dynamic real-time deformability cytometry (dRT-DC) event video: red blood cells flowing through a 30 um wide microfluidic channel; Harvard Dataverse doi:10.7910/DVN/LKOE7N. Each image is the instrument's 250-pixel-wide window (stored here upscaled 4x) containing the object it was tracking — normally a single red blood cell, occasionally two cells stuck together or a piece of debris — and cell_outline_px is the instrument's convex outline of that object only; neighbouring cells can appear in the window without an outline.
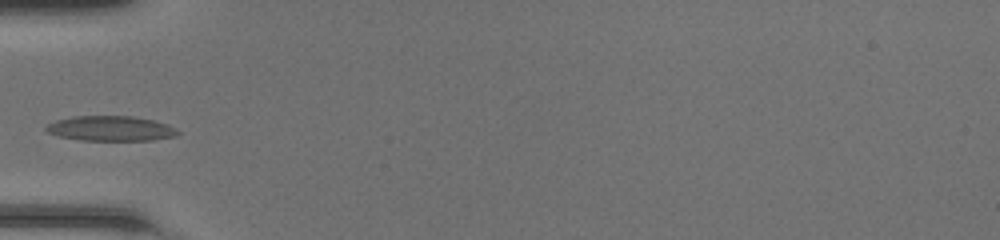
{"species": "common noctule bat (a hibernating species)", "species_latin": "Nyctalus noctula", "temperature_condition": "room temperature", "stored_images_in_passage": 24, "camera_frame_rate_fps": 3000, "um_per_image_px": 0.085, "animal": {"sex": "female", "body_mass_g": 20.0, "forearm_length_mm": 54.0}, "frame": {"image": 1, "passage_image": 1, "time_ms": 0.0, "image_size_px": [1000, 240], "cell_outline_px": [[180, 132], [176, 136], [152, 140], [80, 140], [60, 136], [48, 132], [44, 128], [48, 124], [56, 120], [72, 116], [132, 116], [152, 120], [168, 124], [176, 128]], "centroid_in_image_um": [9.42, 10.91], "position_along_channel_um": 75.6, "area_um2": 19.13}}
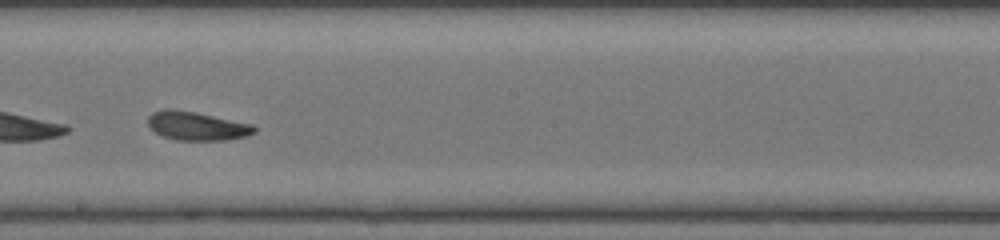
{"frame": {"image": 2, "passage_image": 12, "time_ms": 3.667, "image_size_px": [1000, 240], "cell_outline_px": [[256, 132], [244, 136], [224, 140], [176, 140], [164, 136], [156, 132], [148, 124], [148, 116], [152, 112], [164, 108], [172, 108], [196, 112], [252, 124], [256, 128]], "centroid_in_image_um": [16.7, 10.69], "position_along_channel_um": 231.5, "area_um2": 17.69}}
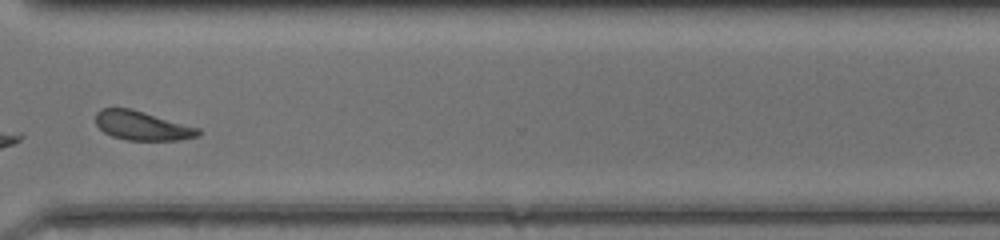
{"frame": {"image": 3, "passage_image": 21, "time_ms": 6.667, "image_size_px": [1000, 240], "cell_outline_px": [[200, 132], [196, 136], [180, 140], [128, 140], [112, 136], [104, 132], [96, 124], [96, 112], [100, 108], [128, 108], [200, 128]], "centroid_in_image_um": [12.05, 10.68], "position_along_channel_um": 358.5, "area_um2": 17.11}}